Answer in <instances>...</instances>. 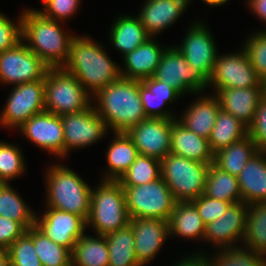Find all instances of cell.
<instances>
[{
  "instance_id": "cell-1",
  "label": "cell",
  "mask_w": 266,
  "mask_h": 266,
  "mask_svg": "<svg viewBox=\"0 0 266 266\" xmlns=\"http://www.w3.org/2000/svg\"><path fill=\"white\" fill-rule=\"evenodd\" d=\"M140 83L141 80L120 77L95 94L99 106L95 110L113 133L127 132L147 118L140 99Z\"/></svg>"
},
{
  "instance_id": "cell-2",
  "label": "cell",
  "mask_w": 266,
  "mask_h": 266,
  "mask_svg": "<svg viewBox=\"0 0 266 266\" xmlns=\"http://www.w3.org/2000/svg\"><path fill=\"white\" fill-rule=\"evenodd\" d=\"M62 68L93 94L121 77L120 68L104 52L103 46L89 36L73 38L68 60Z\"/></svg>"
},
{
  "instance_id": "cell-3",
  "label": "cell",
  "mask_w": 266,
  "mask_h": 266,
  "mask_svg": "<svg viewBox=\"0 0 266 266\" xmlns=\"http://www.w3.org/2000/svg\"><path fill=\"white\" fill-rule=\"evenodd\" d=\"M21 25V39L29 41L27 47L50 68L63 67L75 36L63 32L58 21L46 18L34 9L24 11Z\"/></svg>"
},
{
  "instance_id": "cell-4",
  "label": "cell",
  "mask_w": 266,
  "mask_h": 266,
  "mask_svg": "<svg viewBox=\"0 0 266 266\" xmlns=\"http://www.w3.org/2000/svg\"><path fill=\"white\" fill-rule=\"evenodd\" d=\"M47 207L88 219L91 188L74 171L63 165L50 166L47 173Z\"/></svg>"
},
{
  "instance_id": "cell-5",
  "label": "cell",
  "mask_w": 266,
  "mask_h": 266,
  "mask_svg": "<svg viewBox=\"0 0 266 266\" xmlns=\"http://www.w3.org/2000/svg\"><path fill=\"white\" fill-rule=\"evenodd\" d=\"M125 191L118 181L103 180L91 192L90 212L86 225H92L97 235H107L129 224Z\"/></svg>"
},
{
  "instance_id": "cell-6",
  "label": "cell",
  "mask_w": 266,
  "mask_h": 266,
  "mask_svg": "<svg viewBox=\"0 0 266 266\" xmlns=\"http://www.w3.org/2000/svg\"><path fill=\"white\" fill-rule=\"evenodd\" d=\"M209 164L171 153L160 160L161 178L176 202L193 201L204 194Z\"/></svg>"
},
{
  "instance_id": "cell-7",
  "label": "cell",
  "mask_w": 266,
  "mask_h": 266,
  "mask_svg": "<svg viewBox=\"0 0 266 266\" xmlns=\"http://www.w3.org/2000/svg\"><path fill=\"white\" fill-rule=\"evenodd\" d=\"M44 86L47 112L62 116L84 111L91 106L88 91L74 75L62 67L48 69Z\"/></svg>"
},
{
  "instance_id": "cell-8",
  "label": "cell",
  "mask_w": 266,
  "mask_h": 266,
  "mask_svg": "<svg viewBox=\"0 0 266 266\" xmlns=\"http://www.w3.org/2000/svg\"><path fill=\"white\" fill-rule=\"evenodd\" d=\"M129 218H161L168 221L176 203L162 178L140 186H122Z\"/></svg>"
},
{
  "instance_id": "cell-9",
  "label": "cell",
  "mask_w": 266,
  "mask_h": 266,
  "mask_svg": "<svg viewBox=\"0 0 266 266\" xmlns=\"http://www.w3.org/2000/svg\"><path fill=\"white\" fill-rule=\"evenodd\" d=\"M22 42L0 53L1 82L17 85L45 78L50 67Z\"/></svg>"
},
{
  "instance_id": "cell-10",
  "label": "cell",
  "mask_w": 266,
  "mask_h": 266,
  "mask_svg": "<svg viewBox=\"0 0 266 266\" xmlns=\"http://www.w3.org/2000/svg\"><path fill=\"white\" fill-rule=\"evenodd\" d=\"M0 116L7 127H21L32 116L45 111V86L43 80L15 85Z\"/></svg>"
},
{
  "instance_id": "cell-11",
  "label": "cell",
  "mask_w": 266,
  "mask_h": 266,
  "mask_svg": "<svg viewBox=\"0 0 266 266\" xmlns=\"http://www.w3.org/2000/svg\"><path fill=\"white\" fill-rule=\"evenodd\" d=\"M153 77L167 83L182 95L185 92L199 93L208 87V80L199 70L191 67L174 46L165 49Z\"/></svg>"
},
{
  "instance_id": "cell-12",
  "label": "cell",
  "mask_w": 266,
  "mask_h": 266,
  "mask_svg": "<svg viewBox=\"0 0 266 266\" xmlns=\"http://www.w3.org/2000/svg\"><path fill=\"white\" fill-rule=\"evenodd\" d=\"M261 83L244 50L232 55H218L208 80V85H214L216 92L228 88L262 87Z\"/></svg>"
},
{
  "instance_id": "cell-13",
  "label": "cell",
  "mask_w": 266,
  "mask_h": 266,
  "mask_svg": "<svg viewBox=\"0 0 266 266\" xmlns=\"http://www.w3.org/2000/svg\"><path fill=\"white\" fill-rule=\"evenodd\" d=\"M60 117L65 140V155L70 152L71 148L93 144L108 130L105 121L92 105L84 111L64 114Z\"/></svg>"
},
{
  "instance_id": "cell-14",
  "label": "cell",
  "mask_w": 266,
  "mask_h": 266,
  "mask_svg": "<svg viewBox=\"0 0 266 266\" xmlns=\"http://www.w3.org/2000/svg\"><path fill=\"white\" fill-rule=\"evenodd\" d=\"M174 119L146 118L126 133L140 155L163 159L170 153Z\"/></svg>"
},
{
  "instance_id": "cell-15",
  "label": "cell",
  "mask_w": 266,
  "mask_h": 266,
  "mask_svg": "<svg viewBox=\"0 0 266 266\" xmlns=\"http://www.w3.org/2000/svg\"><path fill=\"white\" fill-rule=\"evenodd\" d=\"M42 218L35 220V226L58 245L72 251L75 243L84 235L86 220L76 214L47 208Z\"/></svg>"
},
{
  "instance_id": "cell-16",
  "label": "cell",
  "mask_w": 266,
  "mask_h": 266,
  "mask_svg": "<svg viewBox=\"0 0 266 266\" xmlns=\"http://www.w3.org/2000/svg\"><path fill=\"white\" fill-rule=\"evenodd\" d=\"M176 48L191 67L209 80L218 54L213 37L203 23H194Z\"/></svg>"
},
{
  "instance_id": "cell-17",
  "label": "cell",
  "mask_w": 266,
  "mask_h": 266,
  "mask_svg": "<svg viewBox=\"0 0 266 266\" xmlns=\"http://www.w3.org/2000/svg\"><path fill=\"white\" fill-rule=\"evenodd\" d=\"M25 137L58 157L65 156V140L59 115L44 111L32 116L21 127Z\"/></svg>"
},
{
  "instance_id": "cell-18",
  "label": "cell",
  "mask_w": 266,
  "mask_h": 266,
  "mask_svg": "<svg viewBox=\"0 0 266 266\" xmlns=\"http://www.w3.org/2000/svg\"><path fill=\"white\" fill-rule=\"evenodd\" d=\"M134 249L138 262L143 266L156 256L169 235L168 221L161 218H131Z\"/></svg>"
},
{
  "instance_id": "cell-19",
  "label": "cell",
  "mask_w": 266,
  "mask_h": 266,
  "mask_svg": "<svg viewBox=\"0 0 266 266\" xmlns=\"http://www.w3.org/2000/svg\"><path fill=\"white\" fill-rule=\"evenodd\" d=\"M247 204H231L217 220L206 225L204 239L221 249L232 247V243L244 238L247 223ZM237 240V241H236Z\"/></svg>"
},
{
  "instance_id": "cell-20",
  "label": "cell",
  "mask_w": 266,
  "mask_h": 266,
  "mask_svg": "<svg viewBox=\"0 0 266 266\" xmlns=\"http://www.w3.org/2000/svg\"><path fill=\"white\" fill-rule=\"evenodd\" d=\"M220 108L239 119L247 127L254 121L258 104L263 98L262 87L220 89L216 95Z\"/></svg>"
},
{
  "instance_id": "cell-21",
  "label": "cell",
  "mask_w": 266,
  "mask_h": 266,
  "mask_svg": "<svg viewBox=\"0 0 266 266\" xmlns=\"http://www.w3.org/2000/svg\"><path fill=\"white\" fill-rule=\"evenodd\" d=\"M237 179L242 202L266 203V152L254 153Z\"/></svg>"
},
{
  "instance_id": "cell-22",
  "label": "cell",
  "mask_w": 266,
  "mask_h": 266,
  "mask_svg": "<svg viewBox=\"0 0 266 266\" xmlns=\"http://www.w3.org/2000/svg\"><path fill=\"white\" fill-rule=\"evenodd\" d=\"M187 5L183 0H147L138 17L145 31L153 37L174 23Z\"/></svg>"
},
{
  "instance_id": "cell-23",
  "label": "cell",
  "mask_w": 266,
  "mask_h": 266,
  "mask_svg": "<svg viewBox=\"0 0 266 266\" xmlns=\"http://www.w3.org/2000/svg\"><path fill=\"white\" fill-rule=\"evenodd\" d=\"M170 153L202 163L214 162L208 139L190 131L177 119H174L171 127Z\"/></svg>"
},
{
  "instance_id": "cell-24",
  "label": "cell",
  "mask_w": 266,
  "mask_h": 266,
  "mask_svg": "<svg viewBox=\"0 0 266 266\" xmlns=\"http://www.w3.org/2000/svg\"><path fill=\"white\" fill-rule=\"evenodd\" d=\"M154 37L148 38L132 52L124 56L125 70L120 69L121 77L134 80H142L152 77L158 67L161 56L165 49H162Z\"/></svg>"
},
{
  "instance_id": "cell-25",
  "label": "cell",
  "mask_w": 266,
  "mask_h": 266,
  "mask_svg": "<svg viewBox=\"0 0 266 266\" xmlns=\"http://www.w3.org/2000/svg\"><path fill=\"white\" fill-rule=\"evenodd\" d=\"M139 94L147 118L176 119L165 109H159L181 96L173 87L152 76L141 80Z\"/></svg>"
},
{
  "instance_id": "cell-26",
  "label": "cell",
  "mask_w": 266,
  "mask_h": 266,
  "mask_svg": "<svg viewBox=\"0 0 266 266\" xmlns=\"http://www.w3.org/2000/svg\"><path fill=\"white\" fill-rule=\"evenodd\" d=\"M220 110L217 96H204L193 103L178 121L190 131L206 139L210 138Z\"/></svg>"
},
{
  "instance_id": "cell-27",
  "label": "cell",
  "mask_w": 266,
  "mask_h": 266,
  "mask_svg": "<svg viewBox=\"0 0 266 266\" xmlns=\"http://www.w3.org/2000/svg\"><path fill=\"white\" fill-rule=\"evenodd\" d=\"M168 225L169 235L204 239L206 225L191 201L175 203Z\"/></svg>"
},
{
  "instance_id": "cell-28",
  "label": "cell",
  "mask_w": 266,
  "mask_h": 266,
  "mask_svg": "<svg viewBox=\"0 0 266 266\" xmlns=\"http://www.w3.org/2000/svg\"><path fill=\"white\" fill-rule=\"evenodd\" d=\"M110 31V40L123 57L150 38L138 16L119 17Z\"/></svg>"
},
{
  "instance_id": "cell-29",
  "label": "cell",
  "mask_w": 266,
  "mask_h": 266,
  "mask_svg": "<svg viewBox=\"0 0 266 266\" xmlns=\"http://www.w3.org/2000/svg\"><path fill=\"white\" fill-rule=\"evenodd\" d=\"M114 138L107 152L109 172L103 180L118 181L139 155L136 146L126 132H115Z\"/></svg>"
},
{
  "instance_id": "cell-30",
  "label": "cell",
  "mask_w": 266,
  "mask_h": 266,
  "mask_svg": "<svg viewBox=\"0 0 266 266\" xmlns=\"http://www.w3.org/2000/svg\"><path fill=\"white\" fill-rule=\"evenodd\" d=\"M71 266H109L106 237L83 235L71 251Z\"/></svg>"
},
{
  "instance_id": "cell-31",
  "label": "cell",
  "mask_w": 266,
  "mask_h": 266,
  "mask_svg": "<svg viewBox=\"0 0 266 266\" xmlns=\"http://www.w3.org/2000/svg\"><path fill=\"white\" fill-rule=\"evenodd\" d=\"M248 136V127L239 119L220 108L209 141L210 150L215 154L221 148L236 143Z\"/></svg>"
},
{
  "instance_id": "cell-32",
  "label": "cell",
  "mask_w": 266,
  "mask_h": 266,
  "mask_svg": "<svg viewBox=\"0 0 266 266\" xmlns=\"http://www.w3.org/2000/svg\"><path fill=\"white\" fill-rule=\"evenodd\" d=\"M255 142L248 135L242 140L221 148L214 154V164L220 169L238 176L244 169L247 161L256 153Z\"/></svg>"
},
{
  "instance_id": "cell-33",
  "label": "cell",
  "mask_w": 266,
  "mask_h": 266,
  "mask_svg": "<svg viewBox=\"0 0 266 266\" xmlns=\"http://www.w3.org/2000/svg\"><path fill=\"white\" fill-rule=\"evenodd\" d=\"M204 194L231 204L242 202L237 177L220 169L214 163L208 166Z\"/></svg>"
},
{
  "instance_id": "cell-34",
  "label": "cell",
  "mask_w": 266,
  "mask_h": 266,
  "mask_svg": "<svg viewBox=\"0 0 266 266\" xmlns=\"http://www.w3.org/2000/svg\"><path fill=\"white\" fill-rule=\"evenodd\" d=\"M104 236L109 249V266H142L135 255L134 233L130 224Z\"/></svg>"
},
{
  "instance_id": "cell-35",
  "label": "cell",
  "mask_w": 266,
  "mask_h": 266,
  "mask_svg": "<svg viewBox=\"0 0 266 266\" xmlns=\"http://www.w3.org/2000/svg\"><path fill=\"white\" fill-rule=\"evenodd\" d=\"M247 208L243 242L247 248L266 255V203L247 204Z\"/></svg>"
},
{
  "instance_id": "cell-36",
  "label": "cell",
  "mask_w": 266,
  "mask_h": 266,
  "mask_svg": "<svg viewBox=\"0 0 266 266\" xmlns=\"http://www.w3.org/2000/svg\"><path fill=\"white\" fill-rule=\"evenodd\" d=\"M34 214L9 183L0 185V216L21 223L28 230L35 225Z\"/></svg>"
},
{
  "instance_id": "cell-37",
  "label": "cell",
  "mask_w": 266,
  "mask_h": 266,
  "mask_svg": "<svg viewBox=\"0 0 266 266\" xmlns=\"http://www.w3.org/2000/svg\"><path fill=\"white\" fill-rule=\"evenodd\" d=\"M160 178V160L139 154L118 182L122 186H140Z\"/></svg>"
},
{
  "instance_id": "cell-38",
  "label": "cell",
  "mask_w": 266,
  "mask_h": 266,
  "mask_svg": "<svg viewBox=\"0 0 266 266\" xmlns=\"http://www.w3.org/2000/svg\"><path fill=\"white\" fill-rule=\"evenodd\" d=\"M33 243L43 266H71V252L47 237L35 225Z\"/></svg>"
},
{
  "instance_id": "cell-39",
  "label": "cell",
  "mask_w": 266,
  "mask_h": 266,
  "mask_svg": "<svg viewBox=\"0 0 266 266\" xmlns=\"http://www.w3.org/2000/svg\"><path fill=\"white\" fill-rule=\"evenodd\" d=\"M264 256L250 248L245 251L243 248L232 246L223 248L211 262L213 266H266Z\"/></svg>"
},
{
  "instance_id": "cell-40",
  "label": "cell",
  "mask_w": 266,
  "mask_h": 266,
  "mask_svg": "<svg viewBox=\"0 0 266 266\" xmlns=\"http://www.w3.org/2000/svg\"><path fill=\"white\" fill-rule=\"evenodd\" d=\"M11 266H43L33 243V227H30L8 249Z\"/></svg>"
},
{
  "instance_id": "cell-41",
  "label": "cell",
  "mask_w": 266,
  "mask_h": 266,
  "mask_svg": "<svg viewBox=\"0 0 266 266\" xmlns=\"http://www.w3.org/2000/svg\"><path fill=\"white\" fill-rule=\"evenodd\" d=\"M20 151L16 146L0 142V180L3 183H8L25 171L26 165Z\"/></svg>"
},
{
  "instance_id": "cell-42",
  "label": "cell",
  "mask_w": 266,
  "mask_h": 266,
  "mask_svg": "<svg viewBox=\"0 0 266 266\" xmlns=\"http://www.w3.org/2000/svg\"><path fill=\"white\" fill-rule=\"evenodd\" d=\"M251 36L246 41L243 50L258 77L263 80L266 78V31H260Z\"/></svg>"
},
{
  "instance_id": "cell-43",
  "label": "cell",
  "mask_w": 266,
  "mask_h": 266,
  "mask_svg": "<svg viewBox=\"0 0 266 266\" xmlns=\"http://www.w3.org/2000/svg\"><path fill=\"white\" fill-rule=\"evenodd\" d=\"M191 202L196 206L205 225L217 220L231 205L229 202L214 199L205 194H202Z\"/></svg>"
},
{
  "instance_id": "cell-44",
  "label": "cell",
  "mask_w": 266,
  "mask_h": 266,
  "mask_svg": "<svg viewBox=\"0 0 266 266\" xmlns=\"http://www.w3.org/2000/svg\"><path fill=\"white\" fill-rule=\"evenodd\" d=\"M80 0H43L44 11H39L44 17L56 20H66L73 15L78 6Z\"/></svg>"
},
{
  "instance_id": "cell-45",
  "label": "cell",
  "mask_w": 266,
  "mask_h": 266,
  "mask_svg": "<svg viewBox=\"0 0 266 266\" xmlns=\"http://www.w3.org/2000/svg\"><path fill=\"white\" fill-rule=\"evenodd\" d=\"M248 135L255 142L257 150L266 152V99L258 104L254 121L248 127Z\"/></svg>"
},
{
  "instance_id": "cell-46",
  "label": "cell",
  "mask_w": 266,
  "mask_h": 266,
  "mask_svg": "<svg viewBox=\"0 0 266 266\" xmlns=\"http://www.w3.org/2000/svg\"><path fill=\"white\" fill-rule=\"evenodd\" d=\"M21 20L22 15L18 19V25H15L5 15L0 13V53L13 48L22 40Z\"/></svg>"
},
{
  "instance_id": "cell-47",
  "label": "cell",
  "mask_w": 266,
  "mask_h": 266,
  "mask_svg": "<svg viewBox=\"0 0 266 266\" xmlns=\"http://www.w3.org/2000/svg\"><path fill=\"white\" fill-rule=\"evenodd\" d=\"M26 231L21 223L0 216V247L8 249Z\"/></svg>"
},
{
  "instance_id": "cell-48",
  "label": "cell",
  "mask_w": 266,
  "mask_h": 266,
  "mask_svg": "<svg viewBox=\"0 0 266 266\" xmlns=\"http://www.w3.org/2000/svg\"><path fill=\"white\" fill-rule=\"evenodd\" d=\"M207 257L208 256H205V254L193 255V257L191 256L188 259L186 258L180 261L179 263L176 264V266H213L212 262L209 260L213 258H207Z\"/></svg>"
},
{
  "instance_id": "cell-49",
  "label": "cell",
  "mask_w": 266,
  "mask_h": 266,
  "mask_svg": "<svg viewBox=\"0 0 266 266\" xmlns=\"http://www.w3.org/2000/svg\"><path fill=\"white\" fill-rule=\"evenodd\" d=\"M250 9L266 22V0H248Z\"/></svg>"
},
{
  "instance_id": "cell-50",
  "label": "cell",
  "mask_w": 266,
  "mask_h": 266,
  "mask_svg": "<svg viewBox=\"0 0 266 266\" xmlns=\"http://www.w3.org/2000/svg\"><path fill=\"white\" fill-rule=\"evenodd\" d=\"M0 266H11L8 250L0 247Z\"/></svg>"
},
{
  "instance_id": "cell-51",
  "label": "cell",
  "mask_w": 266,
  "mask_h": 266,
  "mask_svg": "<svg viewBox=\"0 0 266 266\" xmlns=\"http://www.w3.org/2000/svg\"><path fill=\"white\" fill-rule=\"evenodd\" d=\"M209 6H218L226 3L229 0H203Z\"/></svg>"
},
{
  "instance_id": "cell-52",
  "label": "cell",
  "mask_w": 266,
  "mask_h": 266,
  "mask_svg": "<svg viewBox=\"0 0 266 266\" xmlns=\"http://www.w3.org/2000/svg\"><path fill=\"white\" fill-rule=\"evenodd\" d=\"M262 92H263V98L266 99V78L262 80Z\"/></svg>"
},
{
  "instance_id": "cell-53",
  "label": "cell",
  "mask_w": 266,
  "mask_h": 266,
  "mask_svg": "<svg viewBox=\"0 0 266 266\" xmlns=\"http://www.w3.org/2000/svg\"><path fill=\"white\" fill-rule=\"evenodd\" d=\"M183 1H185L187 4H189V2H190L189 0H183Z\"/></svg>"
}]
</instances>
